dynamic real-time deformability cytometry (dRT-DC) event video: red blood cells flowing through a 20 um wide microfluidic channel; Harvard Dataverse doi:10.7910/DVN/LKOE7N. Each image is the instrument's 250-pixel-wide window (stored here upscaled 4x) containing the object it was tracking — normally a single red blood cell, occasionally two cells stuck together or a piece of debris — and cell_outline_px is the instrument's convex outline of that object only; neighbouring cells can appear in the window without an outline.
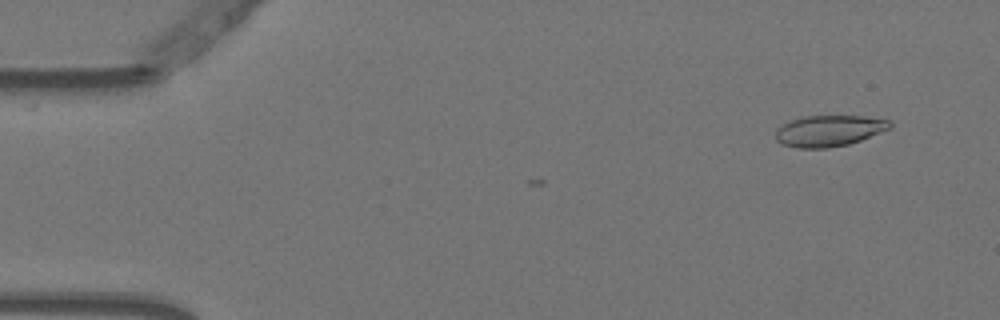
{"species": "Egyptian fruit bat (a non-hibernating species)", "species_latin": "Rousettus aegyptiacus", "temperature_condition": "warm", "stored_images_in_passage": 2, "camera_frame_rate_fps": 3000, "um_per_image_px": 0.085, "animal": {"sex": "female"}, "frame": {"image": 1, "passage_image": 2, "time_ms": 0.333, "image_size_px": [1000, 320], "cell_outline_px": [[892, 128], [860, 140], [848, 144], [828, 148], [796, 148], [784, 144], [776, 140], [776, 128], [800, 116], [864, 116], [892, 120]], "centroid_in_image_um": [70.49, 11.11], "position_along_channel_um": 14.5, "area_um2": 20.81}}